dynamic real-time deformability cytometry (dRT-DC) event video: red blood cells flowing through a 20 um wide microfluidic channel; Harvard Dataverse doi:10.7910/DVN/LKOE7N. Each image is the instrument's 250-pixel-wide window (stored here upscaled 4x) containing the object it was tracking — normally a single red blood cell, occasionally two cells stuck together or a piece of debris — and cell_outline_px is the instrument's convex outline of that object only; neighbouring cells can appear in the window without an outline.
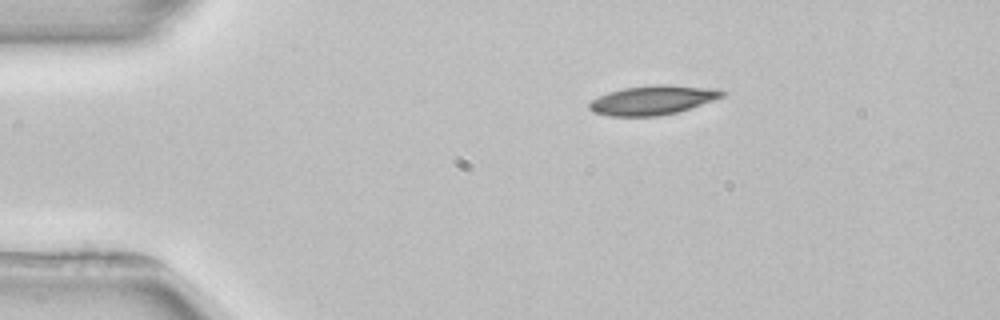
{"species": "common noctule bat (a hibernating species)", "species_latin": "Nyctalus noctula", "temperature_condition": "room temperature", "stored_images_in_passage": 2, "camera_frame_rate_fps": 3000, "um_per_image_px": 0.085, "animal": {"sex": "female", "body_mass_g": 22.7, "forearm_length_mm": 54.2}, "frame": {"image": 1, "passage_image": 1, "time_ms": 0.0, "image_size_px": [1000, 320], "cell_outline_px": [[728, 92], [724, 96], [676, 112], [656, 116], [608, 116], [592, 112], [588, 108], [588, 104], [592, 100], [608, 92], [624, 88], [656, 84], [668, 84], [716, 88]], "centroid_in_image_um": [55.47, 8.5], "position_along_channel_um": 29.5, "area_um2": 22.6}}